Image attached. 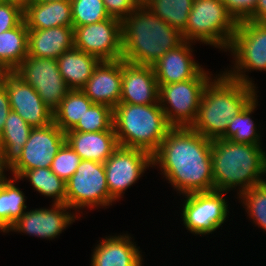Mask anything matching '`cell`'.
<instances>
[{
    "instance_id": "cell-1",
    "label": "cell",
    "mask_w": 266,
    "mask_h": 266,
    "mask_svg": "<svg viewBox=\"0 0 266 266\" xmlns=\"http://www.w3.org/2000/svg\"><path fill=\"white\" fill-rule=\"evenodd\" d=\"M211 147L212 140L191 127H172L152 155V167L159 165L179 194L212 191Z\"/></svg>"
},
{
    "instance_id": "cell-2",
    "label": "cell",
    "mask_w": 266,
    "mask_h": 266,
    "mask_svg": "<svg viewBox=\"0 0 266 266\" xmlns=\"http://www.w3.org/2000/svg\"><path fill=\"white\" fill-rule=\"evenodd\" d=\"M122 59L152 66L184 40L182 34L140 4L121 22Z\"/></svg>"
},
{
    "instance_id": "cell-3",
    "label": "cell",
    "mask_w": 266,
    "mask_h": 266,
    "mask_svg": "<svg viewBox=\"0 0 266 266\" xmlns=\"http://www.w3.org/2000/svg\"><path fill=\"white\" fill-rule=\"evenodd\" d=\"M214 78L204 88L196 120L191 125L210 140L220 139L233 117L257 96L256 87L233 80L224 72Z\"/></svg>"
},
{
    "instance_id": "cell-4",
    "label": "cell",
    "mask_w": 266,
    "mask_h": 266,
    "mask_svg": "<svg viewBox=\"0 0 266 266\" xmlns=\"http://www.w3.org/2000/svg\"><path fill=\"white\" fill-rule=\"evenodd\" d=\"M262 145L214 139L211 147V166L214 190L228 192L238 187L240 195L266 180V151Z\"/></svg>"
},
{
    "instance_id": "cell-5",
    "label": "cell",
    "mask_w": 266,
    "mask_h": 266,
    "mask_svg": "<svg viewBox=\"0 0 266 266\" xmlns=\"http://www.w3.org/2000/svg\"><path fill=\"white\" fill-rule=\"evenodd\" d=\"M113 127L119 146L153 155L172 126L160 104L119 103L113 109Z\"/></svg>"
},
{
    "instance_id": "cell-6",
    "label": "cell",
    "mask_w": 266,
    "mask_h": 266,
    "mask_svg": "<svg viewBox=\"0 0 266 266\" xmlns=\"http://www.w3.org/2000/svg\"><path fill=\"white\" fill-rule=\"evenodd\" d=\"M238 23L221 0H194L183 40L221 48L227 52Z\"/></svg>"
},
{
    "instance_id": "cell-7",
    "label": "cell",
    "mask_w": 266,
    "mask_h": 266,
    "mask_svg": "<svg viewBox=\"0 0 266 266\" xmlns=\"http://www.w3.org/2000/svg\"><path fill=\"white\" fill-rule=\"evenodd\" d=\"M233 68L223 71L228 77L252 87L254 81L245 73L250 70L266 71V22L238 23L230 46Z\"/></svg>"
},
{
    "instance_id": "cell-8",
    "label": "cell",
    "mask_w": 266,
    "mask_h": 266,
    "mask_svg": "<svg viewBox=\"0 0 266 266\" xmlns=\"http://www.w3.org/2000/svg\"><path fill=\"white\" fill-rule=\"evenodd\" d=\"M202 69L193 79L159 86V103L172 127H191L195 122L204 88L211 80Z\"/></svg>"
},
{
    "instance_id": "cell-9",
    "label": "cell",
    "mask_w": 266,
    "mask_h": 266,
    "mask_svg": "<svg viewBox=\"0 0 266 266\" xmlns=\"http://www.w3.org/2000/svg\"><path fill=\"white\" fill-rule=\"evenodd\" d=\"M114 202L107 186L104 164L81 160L66 182V204L78 212L85 207H106Z\"/></svg>"
},
{
    "instance_id": "cell-10",
    "label": "cell",
    "mask_w": 266,
    "mask_h": 266,
    "mask_svg": "<svg viewBox=\"0 0 266 266\" xmlns=\"http://www.w3.org/2000/svg\"><path fill=\"white\" fill-rule=\"evenodd\" d=\"M227 192L212 190L183 195L181 213L186 230L196 235H208L216 231L228 217Z\"/></svg>"
},
{
    "instance_id": "cell-11",
    "label": "cell",
    "mask_w": 266,
    "mask_h": 266,
    "mask_svg": "<svg viewBox=\"0 0 266 266\" xmlns=\"http://www.w3.org/2000/svg\"><path fill=\"white\" fill-rule=\"evenodd\" d=\"M13 72L35 89L53 113L71 90L60 74L57 59L28 55Z\"/></svg>"
},
{
    "instance_id": "cell-12",
    "label": "cell",
    "mask_w": 266,
    "mask_h": 266,
    "mask_svg": "<svg viewBox=\"0 0 266 266\" xmlns=\"http://www.w3.org/2000/svg\"><path fill=\"white\" fill-rule=\"evenodd\" d=\"M152 167V155L136 148L118 146L104 162L110 196L117 201L130 186Z\"/></svg>"
},
{
    "instance_id": "cell-13",
    "label": "cell",
    "mask_w": 266,
    "mask_h": 266,
    "mask_svg": "<svg viewBox=\"0 0 266 266\" xmlns=\"http://www.w3.org/2000/svg\"><path fill=\"white\" fill-rule=\"evenodd\" d=\"M74 47L101 61L122 59L121 21L108 18L99 23L73 27Z\"/></svg>"
},
{
    "instance_id": "cell-14",
    "label": "cell",
    "mask_w": 266,
    "mask_h": 266,
    "mask_svg": "<svg viewBox=\"0 0 266 266\" xmlns=\"http://www.w3.org/2000/svg\"><path fill=\"white\" fill-rule=\"evenodd\" d=\"M65 142V133L54 122L32 128L20 159L9 169L13 177L18 179L25 171L49 168Z\"/></svg>"
},
{
    "instance_id": "cell-15",
    "label": "cell",
    "mask_w": 266,
    "mask_h": 266,
    "mask_svg": "<svg viewBox=\"0 0 266 266\" xmlns=\"http://www.w3.org/2000/svg\"><path fill=\"white\" fill-rule=\"evenodd\" d=\"M52 208H37L25 213L7 230L6 233L19 232L43 239H54L66 230L76 218L67 204H54ZM69 210V211H67Z\"/></svg>"
},
{
    "instance_id": "cell-16",
    "label": "cell",
    "mask_w": 266,
    "mask_h": 266,
    "mask_svg": "<svg viewBox=\"0 0 266 266\" xmlns=\"http://www.w3.org/2000/svg\"><path fill=\"white\" fill-rule=\"evenodd\" d=\"M11 110L16 112L31 127H45L53 122V112L44 104L35 89L14 72L3 81Z\"/></svg>"
},
{
    "instance_id": "cell-17",
    "label": "cell",
    "mask_w": 266,
    "mask_h": 266,
    "mask_svg": "<svg viewBox=\"0 0 266 266\" xmlns=\"http://www.w3.org/2000/svg\"><path fill=\"white\" fill-rule=\"evenodd\" d=\"M120 103L160 104L159 86L152 66L135 65L122 59Z\"/></svg>"
},
{
    "instance_id": "cell-18",
    "label": "cell",
    "mask_w": 266,
    "mask_h": 266,
    "mask_svg": "<svg viewBox=\"0 0 266 266\" xmlns=\"http://www.w3.org/2000/svg\"><path fill=\"white\" fill-rule=\"evenodd\" d=\"M121 88L122 59H119L101 61L81 90L94 104L114 109L120 103Z\"/></svg>"
},
{
    "instance_id": "cell-19",
    "label": "cell",
    "mask_w": 266,
    "mask_h": 266,
    "mask_svg": "<svg viewBox=\"0 0 266 266\" xmlns=\"http://www.w3.org/2000/svg\"><path fill=\"white\" fill-rule=\"evenodd\" d=\"M192 43L183 41L152 65L158 85L193 79L203 68L195 62Z\"/></svg>"
},
{
    "instance_id": "cell-20",
    "label": "cell",
    "mask_w": 266,
    "mask_h": 266,
    "mask_svg": "<svg viewBox=\"0 0 266 266\" xmlns=\"http://www.w3.org/2000/svg\"><path fill=\"white\" fill-rule=\"evenodd\" d=\"M128 234L101 239L93 249L91 266H142L143 257Z\"/></svg>"
},
{
    "instance_id": "cell-21",
    "label": "cell",
    "mask_w": 266,
    "mask_h": 266,
    "mask_svg": "<svg viewBox=\"0 0 266 266\" xmlns=\"http://www.w3.org/2000/svg\"><path fill=\"white\" fill-rule=\"evenodd\" d=\"M72 48H74L73 26L28 29L29 56L57 59Z\"/></svg>"
},
{
    "instance_id": "cell-22",
    "label": "cell",
    "mask_w": 266,
    "mask_h": 266,
    "mask_svg": "<svg viewBox=\"0 0 266 266\" xmlns=\"http://www.w3.org/2000/svg\"><path fill=\"white\" fill-rule=\"evenodd\" d=\"M66 142L80 156L81 160L103 163L119 146L115 130L99 132L67 131Z\"/></svg>"
},
{
    "instance_id": "cell-23",
    "label": "cell",
    "mask_w": 266,
    "mask_h": 266,
    "mask_svg": "<svg viewBox=\"0 0 266 266\" xmlns=\"http://www.w3.org/2000/svg\"><path fill=\"white\" fill-rule=\"evenodd\" d=\"M27 29H49L58 26H73L70 0L35 2L24 7Z\"/></svg>"
},
{
    "instance_id": "cell-24",
    "label": "cell",
    "mask_w": 266,
    "mask_h": 266,
    "mask_svg": "<svg viewBox=\"0 0 266 266\" xmlns=\"http://www.w3.org/2000/svg\"><path fill=\"white\" fill-rule=\"evenodd\" d=\"M32 128L11 110L0 135V165L4 170L8 171L20 159Z\"/></svg>"
},
{
    "instance_id": "cell-25",
    "label": "cell",
    "mask_w": 266,
    "mask_h": 266,
    "mask_svg": "<svg viewBox=\"0 0 266 266\" xmlns=\"http://www.w3.org/2000/svg\"><path fill=\"white\" fill-rule=\"evenodd\" d=\"M60 74L70 89H81L101 60L75 47L57 58Z\"/></svg>"
},
{
    "instance_id": "cell-26",
    "label": "cell",
    "mask_w": 266,
    "mask_h": 266,
    "mask_svg": "<svg viewBox=\"0 0 266 266\" xmlns=\"http://www.w3.org/2000/svg\"><path fill=\"white\" fill-rule=\"evenodd\" d=\"M6 176L0 180V231L3 233H6L27 210L26 196L15 186L18 179Z\"/></svg>"
},
{
    "instance_id": "cell-27",
    "label": "cell",
    "mask_w": 266,
    "mask_h": 266,
    "mask_svg": "<svg viewBox=\"0 0 266 266\" xmlns=\"http://www.w3.org/2000/svg\"><path fill=\"white\" fill-rule=\"evenodd\" d=\"M28 56V29L25 21L0 33V62L13 72Z\"/></svg>"
},
{
    "instance_id": "cell-28",
    "label": "cell",
    "mask_w": 266,
    "mask_h": 266,
    "mask_svg": "<svg viewBox=\"0 0 266 266\" xmlns=\"http://www.w3.org/2000/svg\"><path fill=\"white\" fill-rule=\"evenodd\" d=\"M93 104L81 89H71L53 113V122L66 133L77 125Z\"/></svg>"
},
{
    "instance_id": "cell-29",
    "label": "cell",
    "mask_w": 266,
    "mask_h": 266,
    "mask_svg": "<svg viewBox=\"0 0 266 266\" xmlns=\"http://www.w3.org/2000/svg\"><path fill=\"white\" fill-rule=\"evenodd\" d=\"M194 0H146L143 5L181 34L185 31Z\"/></svg>"
},
{
    "instance_id": "cell-30",
    "label": "cell",
    "mask_w": 266,
    "mask_h": 266,
    "mask_svg": "<svg viewBox=\"0 0 266 266\" xmlns=\"http://www.w3.org/2000/svg\"><path fill=\"white\" fill-rule=\"evenodd\" d=\"M256 96L233 120L227 127L225 134L220 139H229L233 142L261 145L260 134L257 131V125L251 118L252 112L258 105Z\"/></svg>"
},
{
    "instance_id": "cell-31",
    "label": "cell",
    "mask_w": 266,
    "mask_h": 266,
    "mask_svg": "<svg viewBox=\"0 0 266 266\" xmlns=\"http://www.w3.org/2000/svg\"><path fill=\"white\" fill-rule=\"evenodd\" d=\"M29 180L34 190L51 197L54 204H66V182L49 168H37L25 171L18 180Z\"/></svg>"
},
{
    "instance_id": "cell-32",
    "label": "cell",
    "mask_w": 266,
    "mask_h": 266,
    "mask_svg": "<svg viewBox=\"0 0 266 266\" xmlns=\"http://www.w3.org/2000/svg\"><path fill=\"white\" fill-rule=\"evenodd\" d=\"M238 198L253 223L266 231V181L242 192Z\"/></svg>"
},
{
    "instance_id": "cell-33",
    "label": "cell",
    "mask_w": 266,
    "mask_h": 266,
    "mask_svg": "<svg viewBox=\"0 0 266 266\" xmlns=\"http://www.w3.org/2000/svg\"><path fill=\"white\" fill-rule=\"evenodd\" d=\"M73 27L99 23L108 15L103 0H70Z\"/></svg>"
},
{
    "instance_id": "cell-34",
    "label": "cell",
    "mask_w": 266,
    "mask_h": 266,
    "mask_svg": "<svg viewBox=\"0 0 266 266\" xmlns=\"http://www.w3.org/2000/svg\"><path fill=\"white\" fill-rule=\"evenodd\" d=\"M105 130H114L113 109L103 104H93L77 125L69 131L99 132Z\"/></svg>"
},
{
    "instance_id": "cell-35",
    "label": "cell",
    "mask_w": 266,
    "mask_h": 266,
    "mask_svg": "<svg viewBox=\"0 0 266 266\" xmlns=\"http://www.w3.org/2000/svg\"><path fill=\"white\" fill-rule=\"evenodd\" d=\"M80 162V156L65 142L54 157L50 169L64 182H67Z\"/></svg>"
},
{
    "instance_id": "cell-36",
    "label": "cell",
    "mask_w": 266,
    "mask_h": 266,
    "mask_svg": "<svg viewBox=\"0 0 266 266\" xmlns=\"http://www.w3.org/2000/svg\"><path fill=\"white\" fill-rule=\"evenodd\" d=\"M24 21V8L12 2H0V33L19 26Z\"/></svg>"
},
{
    "instance_id": "cell-37",
    "label": "cell",
    "mask_w": 266,
    "mask_h": 266,
    "mask_svg": "<svg viewBox=\"0 0 266 266\" xmlns=\"http://www.w3.org/2000/svg\"><path fill=\"white\" fill-rule=\"evenodd\" d=\"M237 23L248 21L255 13L258 0H221Z\"/></svg>"
},
{
    "instance_id": "cell-38",
    "label": "cell",
    "mask_w": 266,
    "mask_h": 266,
    "mask_svg": "<svg viewBox=\"0 0 266 266\" xmlns=\"http://www.w3.org/2000/svg\"><path fill=\"white\" fill-rule=\"evenodd\" d=\"M103 2L108 15L121 22L140 5L137 0H103Z\"/></svg>"
},
{
    "instance_id": "cell-39",
    "label": "cell",
    "mask_w": 266,
    "mask_h": 266,
    "mask_svg": "<svg viewBox=\"0 0 266 266\" xmlns=\"http://www.w3.org/2000/svg\"><path fill=\"white\" fill-rule=\"evenodd\" d=\"M11 112L9 96L4 83H0V135L3 132L7 116Z\"/></svg>"
},
{
    "instance_id": "cell-40",
    "label": "cell",
    "mask_w": 266,
    "mask_h": 266,
    "mask_svg": "<svg viewBox=\"0 0 266 266\" xmlns=\"http://www.w3.org/2000/svg\"><path fill=\"white\" fill-rule=\"evenodd\" d=\"M249 20L253 22H266V0H258L255 13Z\"/></svg>"
},
{
    "instance_id": "cell-41",
    "label": "cell",
    "mask_w": 266,
    "mask_h": 266,
    "mask_svg": "<svg viewBox=\"0 0 266 266\" xmlns=\"http://www.w3.org/2000/svg\"><path fill=\"white\" fill-rule=\"evenodd\" d=\"M11 71L5 67L1 62H0V83H3L5 80L6 76L10 73Z\"/></svg>"
},
{
    "instance_id": "cell-42",
    "label": "cell",
    "mask_w": 266,
    "mask_h": 266,
    "mask_svg": "<svg viewBox=\"0 0 266 266\" xmlns=\"http://www.w3.org/2000/svg\"><path fill=\"white\" fill-rule=\"evenodd\" d=\"M2 2H12V3H16L20 6H22L23 8L30 2V0H1Z\"/></svg>"
},
{
    "instance_id": "cell-43",
    "label": "cell",
    "mask_w": 266,
    "mask_h": 266,
    "mask_svg": "<svg viewBox=\"0 0 266 266\" xmlns=\"http://www.w3.org/2000/svg\"><path fill=\"white\" fill-rule=\"evenodd\" d=\"M5 172L6 171H4V169L0 165V180L5 176Z\"/></svg>"
},
{
    "instance_id": "cell-44",
    "label": "cell",
    "mask_w": 266,
    "mask_h": 266,
    "mask_svg": "<svg viewBox=\"0 0 266 266\" xmlns=\"http://www.w3.org/2000/svg\"><path fill=\"white\" fill-rule=\"evenodd\" d=\"M30 1H35V2H48V1H57V0H30ZM58 1H63V0H58Z\"/></svg>"
},
{
    "instance_id": "cell-45",
    "label": "cell",
    "mask_w": 266,
    "mask_h": 266,
    "mask_svg": "<svg viewBox=\"0 0 266 266\" xmlns=\"http://www.w3.org/2000/svg\"><path fill=\"white\" fill-rule=\"evenodd\" d=\"M146 0H137L139 4H143Z\"/></svg>"
}]
</instances>
